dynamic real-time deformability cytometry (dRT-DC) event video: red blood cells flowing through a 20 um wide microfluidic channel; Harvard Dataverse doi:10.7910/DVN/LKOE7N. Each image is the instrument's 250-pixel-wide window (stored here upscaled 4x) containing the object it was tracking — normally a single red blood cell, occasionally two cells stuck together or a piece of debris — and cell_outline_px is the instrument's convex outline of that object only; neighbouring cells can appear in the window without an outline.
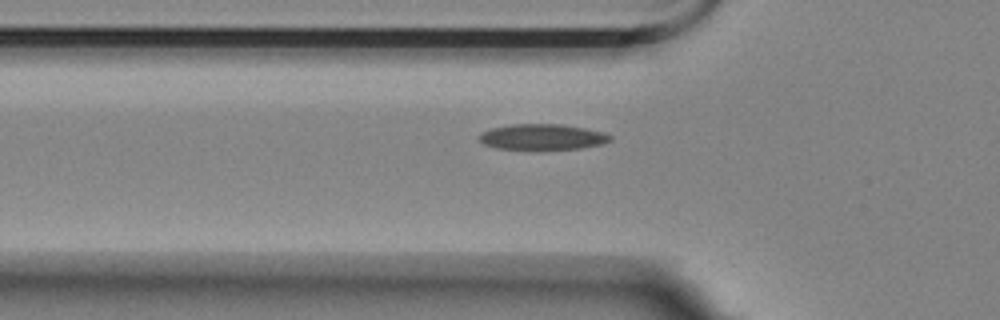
{"species": "Egyptian fruit bat (a non-hibernating species)", "species_latin": "Rousettus aegyptiacus", "temperature_condition": "room temperature", "stored_images_in_passage": 35, "camera_frame_rate_fps": 3000, "um_per_image_px": 0.085, "animal": {"sex": "female"}, "frame": {"image": 1, "passage_image": 3, "time_ms": 0.667, "image_size_px": [1000, 320], "cell_outline_px": [[612, 140], [600, 144], [580, 148], [496, 148], [484, 144], [476, 136], [480, 132], [492, 128], [512, 124], [564, 124], [604, 132], [612, 136]], "centroid_in_image_um": [46.08, 11.61], "position_along_channel_um": 79.7, "area_um2": 19.31}}
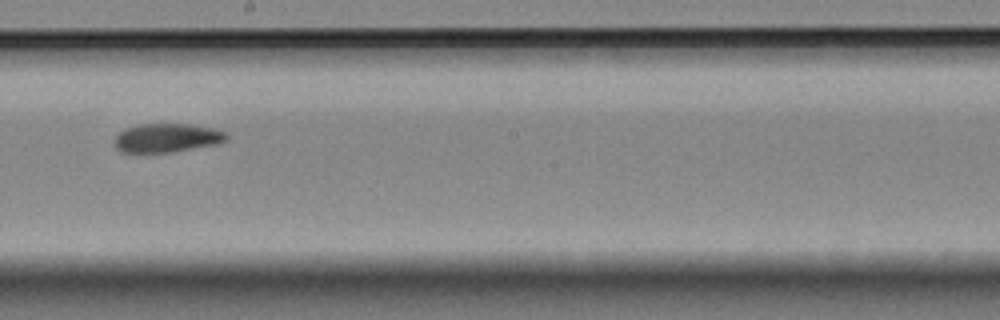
{"frame": {"image": 2, "passage_image": 16, "time_ms": 5.0, "image_size_px": [1000, 320], "cell_outline_px": [[228, 140], [220, 144], [168, 152], [120, 152], [116, 148], [116, 136], [124, 128], [140, 124], [188, 124], [212, 128], [228, 132]], "centroid_in_image_um": [14.24, 11.71], "position_along_channel_um": 234.0, "area_um2": 18.79}}
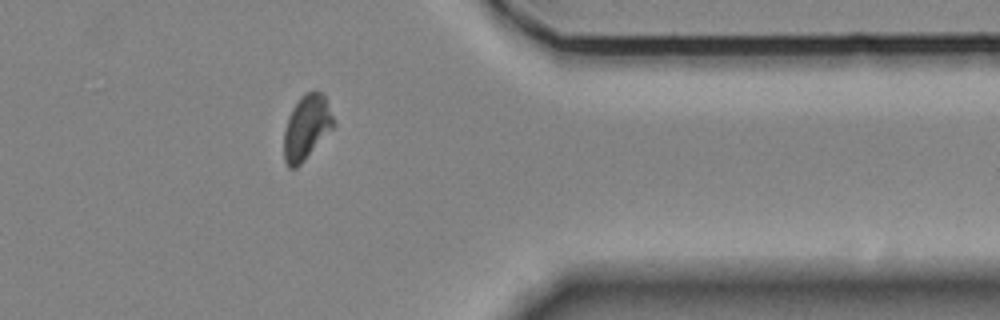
{"frame": {"image": 3, "passage_image": 30, "time_ms": 9.667, "image_size_px": [1000, 320], "cell_outline_px": [[336, 124], [304, 160], [296, 168], [288, 168], [284, 160], [284, 128], [288, 116], [292, 108], [300, 96], [304, 92], [320, 92], [324, 96]], "centroid_in_image_um": [26.03, 10.83], "position_along_channel_um": 385.4, "area_um2": 18.5}}